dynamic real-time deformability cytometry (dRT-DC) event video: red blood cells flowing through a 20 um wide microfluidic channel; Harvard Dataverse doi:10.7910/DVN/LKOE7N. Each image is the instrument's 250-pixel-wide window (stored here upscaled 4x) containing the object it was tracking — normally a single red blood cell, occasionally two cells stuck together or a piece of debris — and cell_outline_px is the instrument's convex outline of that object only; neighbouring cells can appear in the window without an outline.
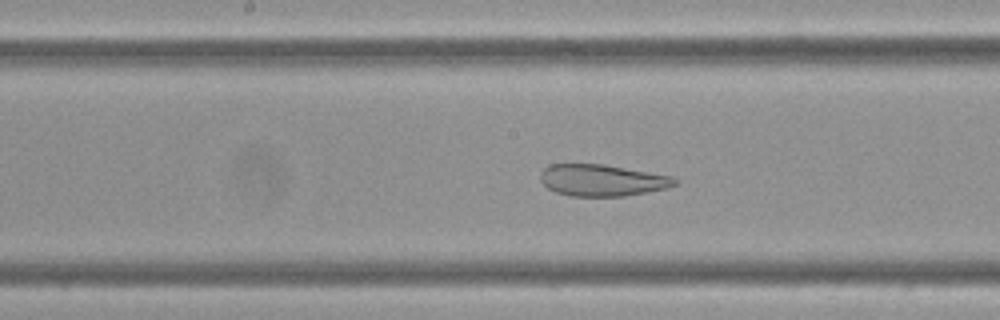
{"species": "Egyptian fruit bat (a non-hibernating species)", "species_latin": "Rousettus aegyptiacus", "temperature_condition": "cold", "stored_images_in_passage": 46, "camera_frame_rate_fps": 3000, "um_per_image_px": 0.085, "frame": {"image": 1, "passage_image": 23, "time_ms": 7.333, "image_size_px": [1000, 320], "cell_outline_px": [[680, 180], [676, 184], [668, 188], [624, 196], [568, 196], [556, 192], [548, 188], [540, 180], [540, 172], [548, 164], [604, 164], [672, 176]], "centroid_in_image_um": [51.18, 15.32], "position_along_channel_um": 197.0, "area_um2": 24.91}}
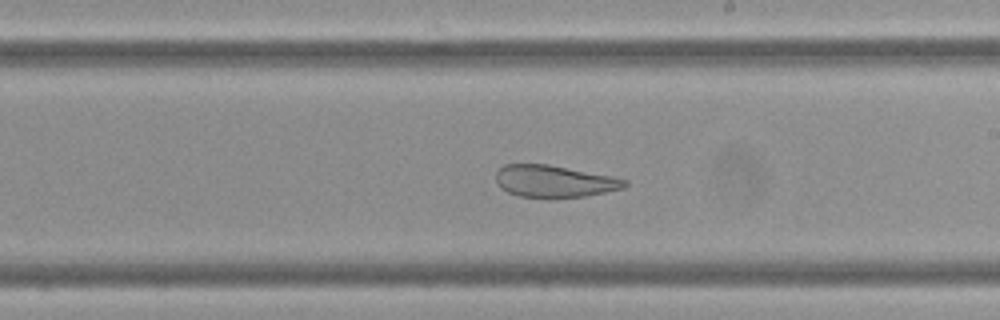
{"frame": {"image": 2, "passage_image": 27, "time_ms": 8.667, "image_size_px": [1000, 320], "cell_outline_px": [[628, 184], [624, 188], [584, 196], [520, 196], [508, 192], [500, 188], [496, 184], [496, 172], [504, 164], [548, 164], [612, 176], [628, 180]], "centroid_in_image_um": [47.1, 15.38], "position_along_channel_um": 241.9, "area_um2": 23.64}}
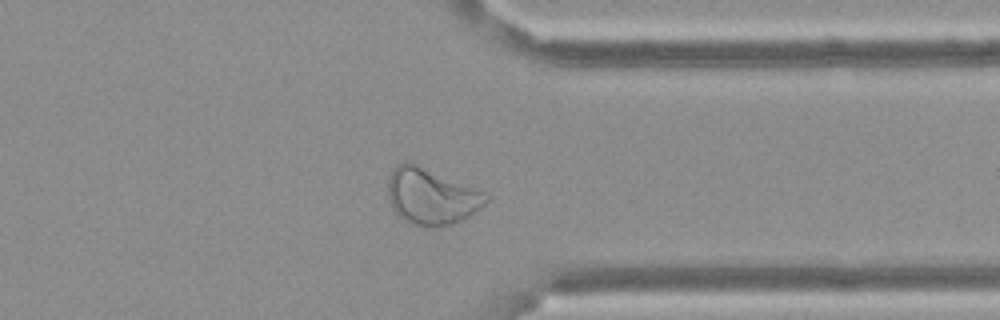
{"frame": {"image": 3, "passage_image": 39, "time_ms": 12.667, "image_size_px": [1000, 320], "cell_outline_px": [[492, 196], [480, 208], [468, 216], [452, 224], [436, 228], [412, 224], [404, 220], [392, 208], [388, 196], [388, 176], [392, 168], [396, 164], [404, 160], [408, 160], [476, 188]], "centroid_in_image_um": [36.64, 16.67], "position_along_channel_um": 374.8, "area_um2": 32.43}}